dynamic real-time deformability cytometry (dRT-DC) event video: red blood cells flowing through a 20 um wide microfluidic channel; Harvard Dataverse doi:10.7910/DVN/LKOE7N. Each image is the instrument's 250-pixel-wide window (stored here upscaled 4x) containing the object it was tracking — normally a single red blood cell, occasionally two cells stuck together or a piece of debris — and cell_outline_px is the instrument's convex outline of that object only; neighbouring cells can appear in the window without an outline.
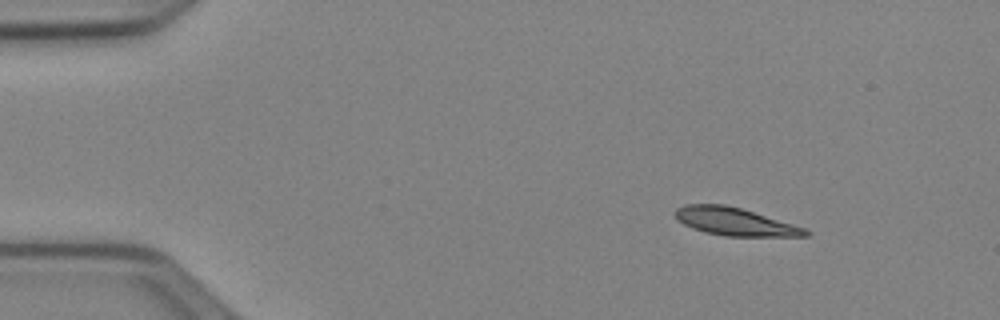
{"species": "Egyptian fruit bat (a non-hibernating species)", "species_latin": "Rousettus aegyptiacus", "temperature_condition": "cold", "stored_images_in_passage": 46, "camera_frame_rate_fps": 3000, "um_per_image_px": 0.085, "animal": {"sex": "female"}, "frame": {"image": 1, "passage_image": 1, "time_ms": 0.0, "image_size_px": [1000, 320], "cell_outline_px": [[812, 232], [808, 236], [724, 236], [704, 232], [692, 228], [676, 220], [672, 212], [676, 208], [684, 204], [724, 204], [740, 208], [792, 224], [804, 228]], "centroid_in_image_um": [62.38, 18.84], "position_along_channel_um": 22.6, "area_um2": 21.1}}
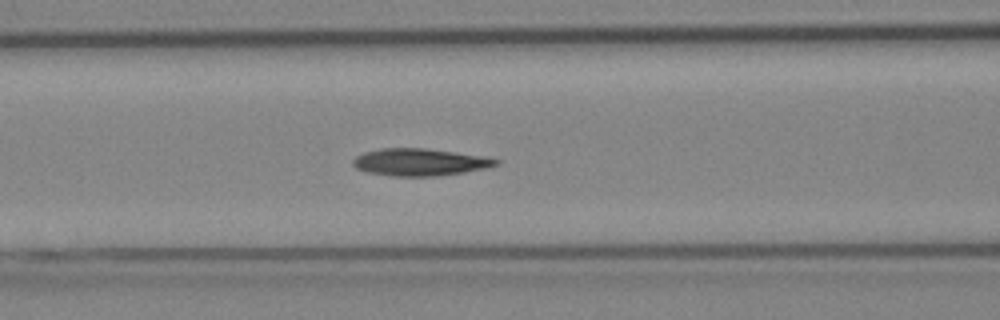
{"frame": {"image": 2, "passage_image": 16, "time_ms": 5.0, "image_size_px": [1000, 320], "cell_outline_px": [[500, 164], [484, 168], [464, 172], [436, 176], [392, 176], [368, 172], [356, 168], [352, 164], [352, 160], [356, 156], [364, 152], [380, 148], [424, 148], [480, 156], [500, 160]], "centroid_in_image_um": [35.63, 13.78], "position_along_channel_um": 131.0, "area_um2": 22.43}}
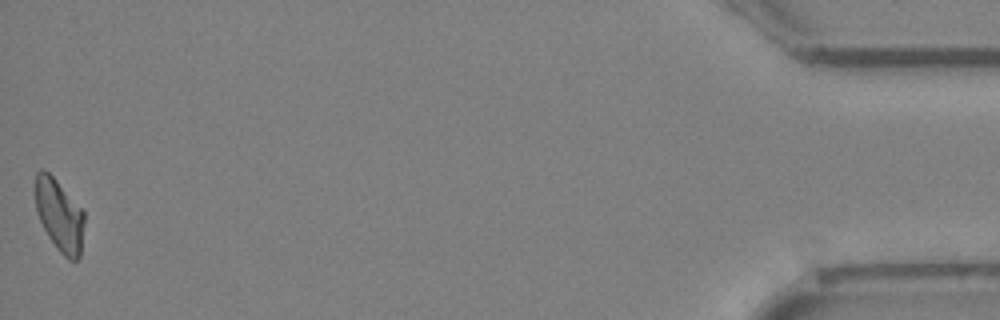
{"frame": {"image": 3, "passage_image": 46, "time_ms": 15.0, "image_size_px": [1000, 320], "cell_outline_px": [[84, 220], [80, 256], [76, 260], [68, 260], [56, 248], [48, 236], [36, 212], [36, 172], [40, 168], [44, 168], [56, 180], [84, 212]], "centroid_in_image_um": [5.04, 18.31], "position_along_channel_um": 430.2, "area_um2": 20.29}, "authors_computed_cell_mechanics": {"area_um2": 21.8195, "velocity_mm_per_s": 3.9186, "shape_relaxation_time_tau1_ms": 8.1453, "shape_relaxation_time_tau2_ms": null, "deformation_change_tau1": 0.1876, "deformation_change_tau2": null}}